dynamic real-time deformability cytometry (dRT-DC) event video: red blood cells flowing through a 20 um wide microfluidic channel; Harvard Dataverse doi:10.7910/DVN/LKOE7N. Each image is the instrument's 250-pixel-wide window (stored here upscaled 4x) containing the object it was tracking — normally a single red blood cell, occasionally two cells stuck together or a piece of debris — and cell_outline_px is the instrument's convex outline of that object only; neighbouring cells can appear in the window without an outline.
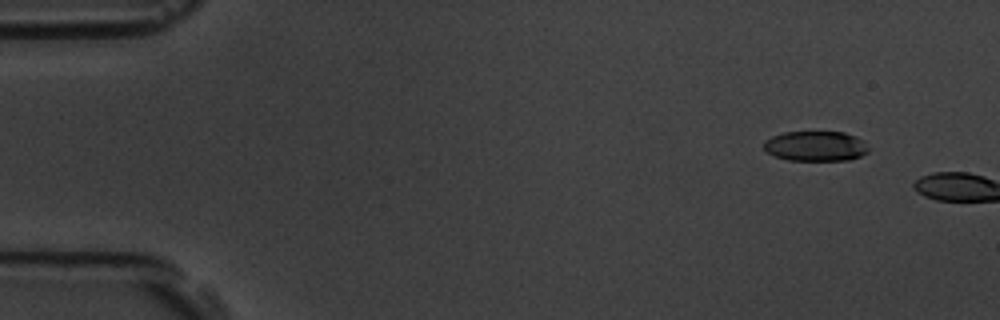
{"species": "common noctule bat (a hibernating species)", "species_latin": "Nyctalus noctula", "temperature_condition": "room temperature", "stored_images_in_passage": 5, "segment_of_instrument_passage": [2, 2], "camera_frame_rate_fps": 3000, "um_per_image_px": 0.085, "animal": {"sex": "male", "body_mass_g": 19.5, "forearm_length_mm": 54.6}, "frame": {"image": 1, "passage_image": 5, "time_ms": 1.333, "image_size_px": [1000, 320], "cell_outline_px": [[868, 152], [860, 156], [848, 160], [788, 160], [772, 156], [764, 148], [764, 140], [772, 136], [784, 132], [844, 132], [856, 136], [868, 148]], "centroid_in_image_um": [69.29, 12.42], "position_along_channel_um": 15.7, "area_um2": 18.26}}